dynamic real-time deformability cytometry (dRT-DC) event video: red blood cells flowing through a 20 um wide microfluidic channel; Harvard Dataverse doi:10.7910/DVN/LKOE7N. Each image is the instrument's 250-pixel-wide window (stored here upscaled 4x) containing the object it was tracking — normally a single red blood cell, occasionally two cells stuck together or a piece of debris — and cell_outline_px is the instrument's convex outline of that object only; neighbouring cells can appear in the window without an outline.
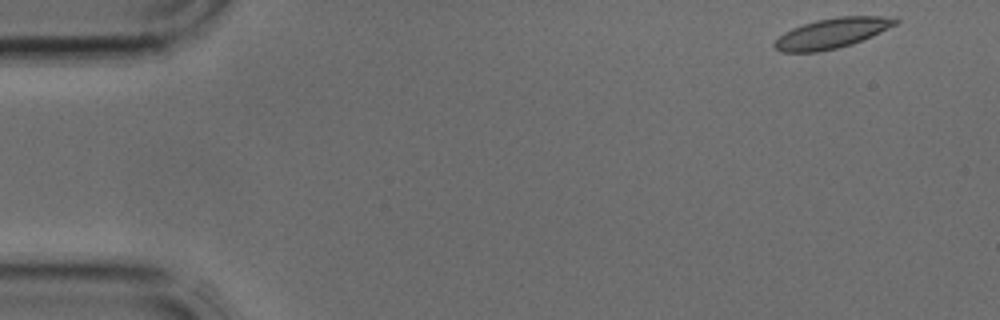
{"species": "common noctule bat (a hibernating species)", "species_latin": "Nyctalus noctula", "temperature_condition": "cold", "stored_images_in_passage": 30, "camera_frame_rate_fps": 3000, "um_per_image_px": 0.085, "animal": {"sex": "male", "body_mass_g": 17.9, "forearm_length_mm": 54.2}, "frame": {"image": 1, "passage_image": 1, "time_ms": 0.0, "image_size_px": [1000, 320], "cell_outline_px": [[900, 20], [896, 24], [872, 36], [852, 44], [836, 48], [816, 52], [780, 52], [772, 44], [784, 32], [792, 28], [816, 20], [840, 16], [896, 16]], "centroid_in_image_um": [70.74, 2.81], "position_along_channel_um": 14.3, "area_um2": 21.15}}
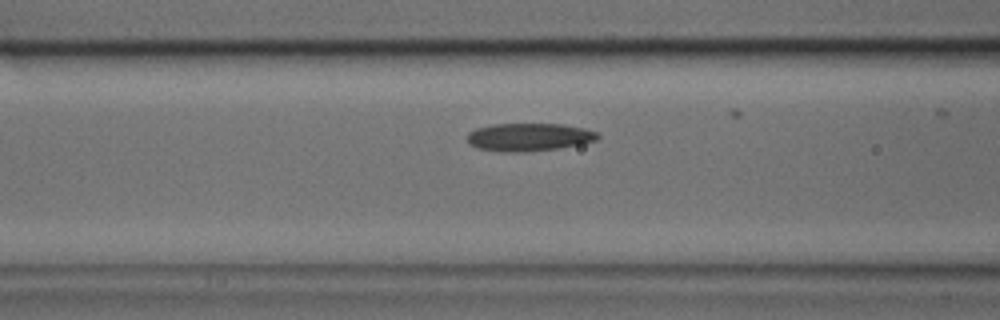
{"frame": {"image": 2, "passage_image": 14, "time_ms": 4.333, "image_size_px": [1000, 320], "cell_outline_px": [[600, 136], [596, 140], [580, 144], [560, 148], [524, 152], [496, 152], [476, 148], [468, 144], [468, 132], [476, 128], [492, 124], [564, 124], [584, 128], [596, 132]], "centroid_in_image_um": [44.92, 11.66], "position_along_channel_um": 121.7, "area_um2": 21.44}}
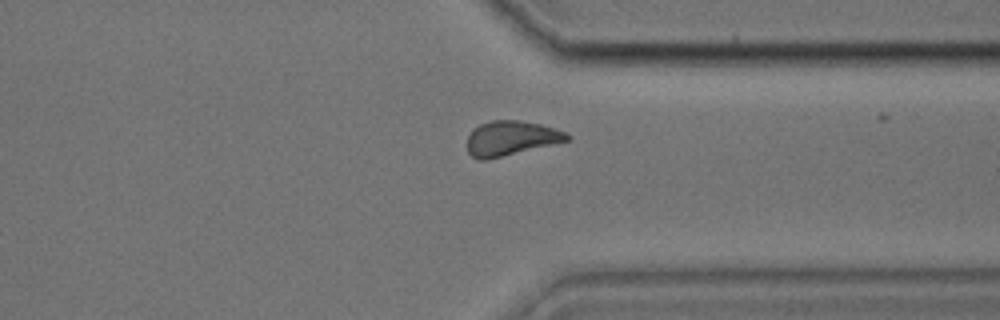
{"frame": {"image": 3, "passage_image": 29, "time_ms": 9.333, "image_size_px": [1000, 320], "cell_outline_px": [[572, 140], [484, 160], [476, 160], [468, 152], [468, 136], [472, 128], [480, 124], [492, 120], [516, 120], [540, 124], [564, 132], [572, 136]], "centroid_in_image_um": [43.42, 11.75], "position_along_channel_um": 368.0, "area_um2": 20.06}}